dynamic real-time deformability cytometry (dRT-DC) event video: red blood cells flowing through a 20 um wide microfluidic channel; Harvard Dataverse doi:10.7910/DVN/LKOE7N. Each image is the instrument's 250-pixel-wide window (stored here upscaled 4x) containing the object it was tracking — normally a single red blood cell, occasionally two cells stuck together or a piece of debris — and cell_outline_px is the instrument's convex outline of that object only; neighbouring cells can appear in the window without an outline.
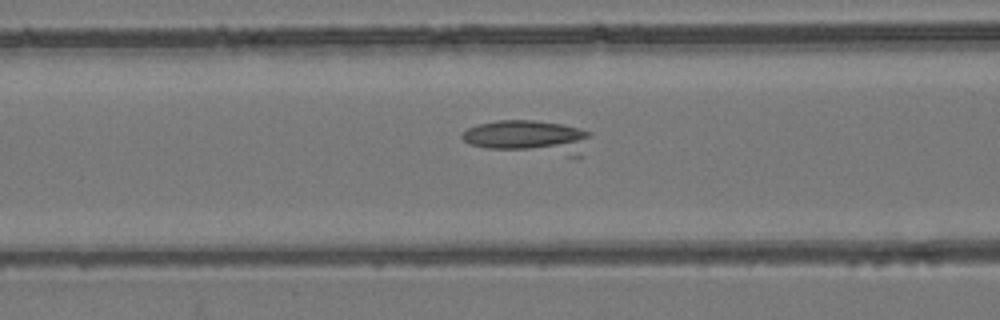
{"species": "common noctule bat (a hibernating species)", "species_latin": "Nyctalus noctula", "temperature_condition": "room temperature", "stored_images_in_passage": 36, "camera_frame_rate_fps": 3000, "um_per_image_px": 0.085, "animal": {"sex": "female", "body_mass_g": 24.6, "forearm_length_mm": 56.2}, "frame": {"image": 1, "passage_image": 9, "time_ms": 2.667, "image_size_px": [1000, 320], "cell_outline_px": [[592, 132], [580, 156], [568, 156], [484, 148], [468, 144], [460, 136], [468, 128], [480, 124], [496, 120], [536, 120], [560, 124]], "centroid_in_image_um": [44.91, 11.66], "position_along_channel_um": 121.7, "area_um2": 25.14}}
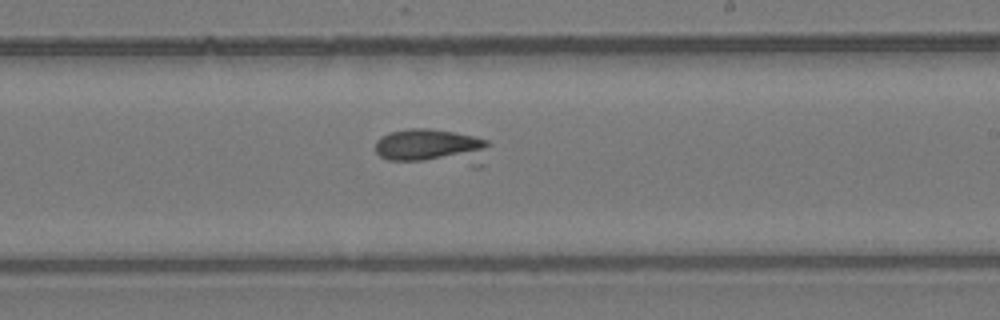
{"frame": {"image": 2, "passage_image": 19, "time_ms": 6.0, "image_size_px": [1000, 320], "cell_outline_px": [[492, 144], [480, 168], [472, 168], [388, 160], [380, 156], [376, 152], [376, 140], [380, 136], [388, 132], [408, 128], [428, 128], [452, 132], [472, 136], [488, 140]], "centroid_in_image_um": [36.82, 12.55], "position_along_channel_um": 252.2, "area_um2": 25.37}}
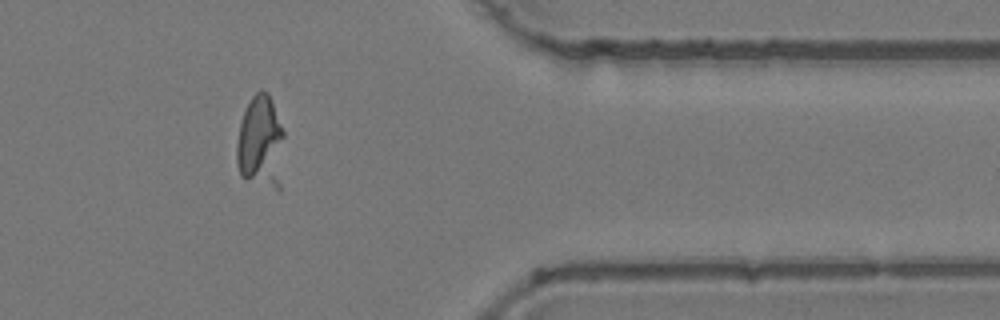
{"frame": {"image": 3, "passage_image": 31, "time_ms": 10.0, "image_size_px": [1000, 320], "cell_outline_px": [[284, 136], [280, 188], [276, 188], [240, 176], [236, 164], [236, 144], [240, 124], [244, 108], [252, 96], [260, 88], [268, 92], [284, 132]], "centroid_in_image_um": [22.14, 12.04], "position_along_channel_um": 389.3, "area_um2": 25.78}}